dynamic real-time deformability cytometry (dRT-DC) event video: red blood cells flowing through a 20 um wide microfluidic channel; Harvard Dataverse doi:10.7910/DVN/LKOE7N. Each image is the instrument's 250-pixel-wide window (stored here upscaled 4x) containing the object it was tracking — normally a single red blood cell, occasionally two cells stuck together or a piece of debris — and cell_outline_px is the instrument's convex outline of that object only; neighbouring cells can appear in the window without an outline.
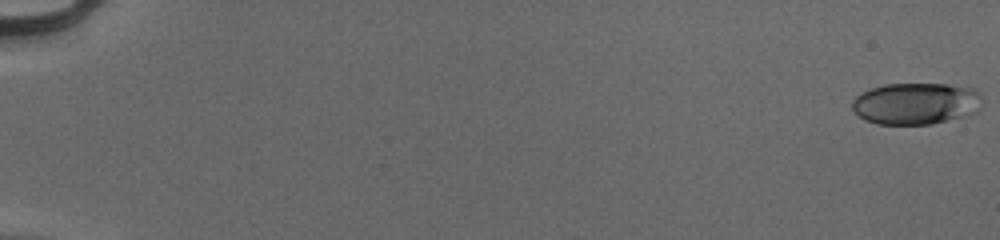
{"species": "human", "species_latin": "Homo sapiens", "temperature_condition": "cold", "stored_images_in_passage": 15, "camera_frame_rate_fps": 3000, "um_per_image_px": 0.085, "donor": {"sex": "male"}, "frame": {"image": 1, "passage_image": 1, "time_ms": 0.0, "image_size_px": [1000, 240], "cell_outline_px": [[980, 108], [976, 112], [964, 116], [932, 124], [876, 124], [864, 120], [852, 108], [852, 100], [860, 92], [868, 88], [884, 84], [948, 84], [972, 88], [980, 96]], "centroid_in_image_um": [77.8, 8.8], "position_along_channel_um": 7.2, "area_um2": 31.67}}